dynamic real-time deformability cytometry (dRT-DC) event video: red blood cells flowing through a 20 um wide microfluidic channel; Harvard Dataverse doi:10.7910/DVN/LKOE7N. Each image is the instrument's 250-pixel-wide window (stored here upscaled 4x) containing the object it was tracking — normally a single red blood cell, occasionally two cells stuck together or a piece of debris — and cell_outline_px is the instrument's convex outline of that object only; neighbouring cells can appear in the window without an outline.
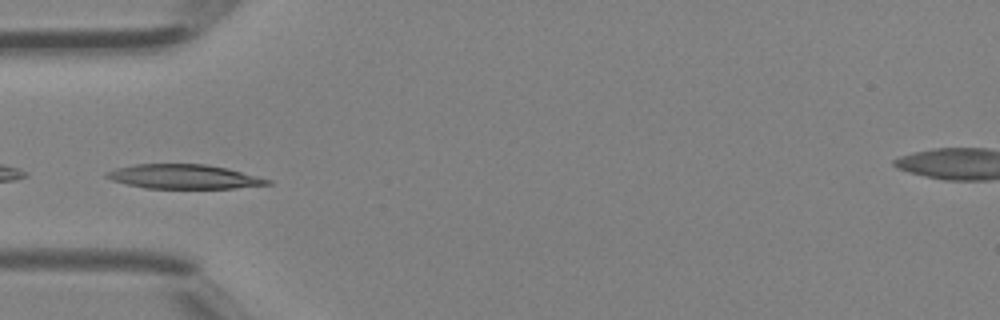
{"species": "Egyptian fruit bat (a non-hibernating species)", "species_latin": "Rousettus aegyptiacus", "temperature_condition": "room temperature", "stored_images_in_passage": 33, "camera_frame_rate_fps": 3000, "um_per_image_px": 0.085, "animal": {"sex": "female"}, "frame": {"image": 1, "passage_image": 6, "time_ms": 1.667, "image_size_px": [1000, 320], "cell_outline_px": [[272, 184], [236, 188], [144, 188], [112, 180], [104, 176], [104, 172], [116, 168], [136, 164], [204, 164], [228, 168], [272, 180]], "centroid_in_image_um": [15.63, 15.01], "position_along_channel_um": 69.4, "area_um2": 22.77}}